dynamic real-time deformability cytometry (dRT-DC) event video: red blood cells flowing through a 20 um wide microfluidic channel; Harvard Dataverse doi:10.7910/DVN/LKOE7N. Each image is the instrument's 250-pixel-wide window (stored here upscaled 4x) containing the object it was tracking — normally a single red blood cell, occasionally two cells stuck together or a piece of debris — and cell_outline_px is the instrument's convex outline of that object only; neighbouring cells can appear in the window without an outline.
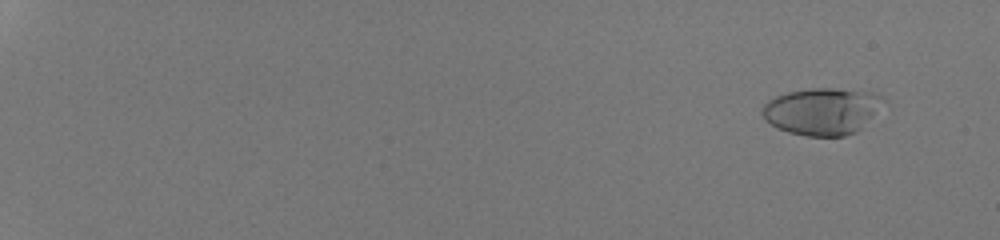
{"species": "human", "species_latin": "Homo sapiens", "temperature_condition": "room temperature", "stored_images_in_passage": 54, "camera_frame_rate_fps": 3000, "um_per_image_px": 0.085, "donor": {"sex": "male"}, "frame": {"image": 1, "passage_image": 5, "time_ms": 1.333, "image_size_px": [1000, 240], "cell_outline_px": [[880, 96], [872, 116], [856, 132], [844, 136], [808, 136], [788, 132], [776, 128], [764, 116], [764, 104], [768, 100], [776, 96], [788, 92], [812, 88], [832, 88], [872, 92]], "centroid_in_image_um": [69.8, 9.46], "position_along_channel_um": 15.2, "area_um2": 32.14}}
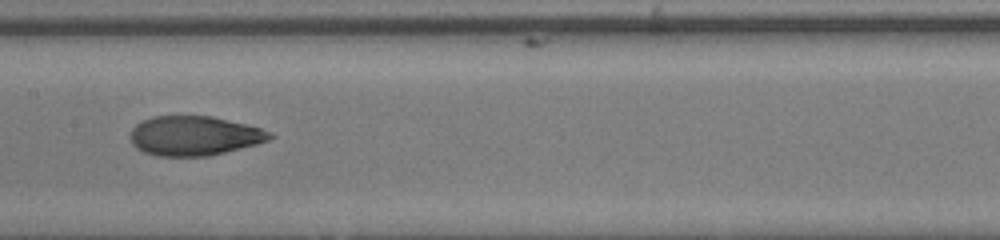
{"frame": {"image": 2, "passage_image": 33, "time_ms": 10.667, "image_size_px": [1000, 240], "cell_outline_px": [[276, 136], [268, 140], [256, 144], [208, 156], [156, 156], [144, 152], [136, 148], [132, 144], [132, 128], [136, 124], [152, 116], [212, 116], [260, 128], [272, 132]], "centroid_in_image_um": [16.51, 11.54], "position_along_channel_um": 190.9, "area_um2": 31.91}}
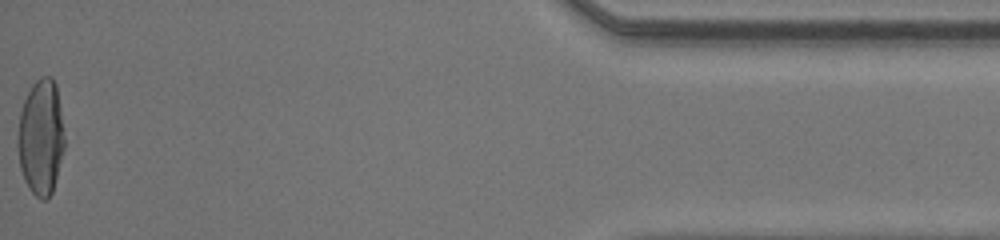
{"frame": {"image": 3, "passage_image": 54, "time_ms": 17.667, "image_size_px": [1000, 240], "cell_outline_px": [[64, 148], [52, 192], [44, 200], [40, 200], [28, 188], [24, 180], [20, 168], [16, 144], [16, 140], [20, 112], [24, 100], [32, 84], [40, 76], [52, 76], [56, 84], [60, 108], [64, 136]], "centroid_in_image_um": [3.45, 11.66], "position_along_channel_um": 431.7, "area_um2": 31.67}, "authors_computed_cell_mechanics": {"area_um2": 32.0501, "velocity_mm_per_s": 4.3229, "shape_relaxation_time_tau1_ms": 6.1437, "shape_relaxation_time_tau2_ms": 0.8559, "deformation_change_tau1": 0.2699, "deformation_change_tau2": 0.0636}}